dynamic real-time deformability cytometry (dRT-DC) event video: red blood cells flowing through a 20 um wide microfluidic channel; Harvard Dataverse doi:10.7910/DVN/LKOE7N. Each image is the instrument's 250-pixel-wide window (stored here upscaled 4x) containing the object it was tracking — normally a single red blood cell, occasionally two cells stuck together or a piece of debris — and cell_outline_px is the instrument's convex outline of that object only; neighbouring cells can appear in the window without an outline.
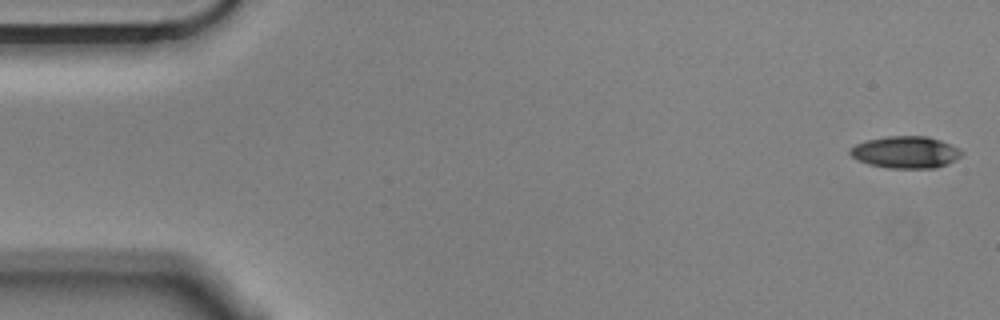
{"species": "Egyptian fruit bat (a non-hibernating species)", "species_latin": "Rousettus aegyptiacus", "temperature_condition": "cold", "stored_images_in_passage": 8, "camera_frame_rate_fps": 3000, "um_per_image_px": 0.085, "animal": {"sex": "male"}, "frame": {"image": 1, "passage_image": 1, "time_ms": 0.0, "image_size_px": [1000, 320], "cell_outline_px": [[964, 152], [956, 160], [948, 164], [936, 168], [888, 168], [868, 164], [856, 160], [848, 152], [856, 144], [868, 140], [888, 136], [928, 136], [940, 140], [960, 148]], "centroid_in_image_um": [77.01, 12.94], "position_along_channel_um": 8.0, "area_um2": 20.87}}